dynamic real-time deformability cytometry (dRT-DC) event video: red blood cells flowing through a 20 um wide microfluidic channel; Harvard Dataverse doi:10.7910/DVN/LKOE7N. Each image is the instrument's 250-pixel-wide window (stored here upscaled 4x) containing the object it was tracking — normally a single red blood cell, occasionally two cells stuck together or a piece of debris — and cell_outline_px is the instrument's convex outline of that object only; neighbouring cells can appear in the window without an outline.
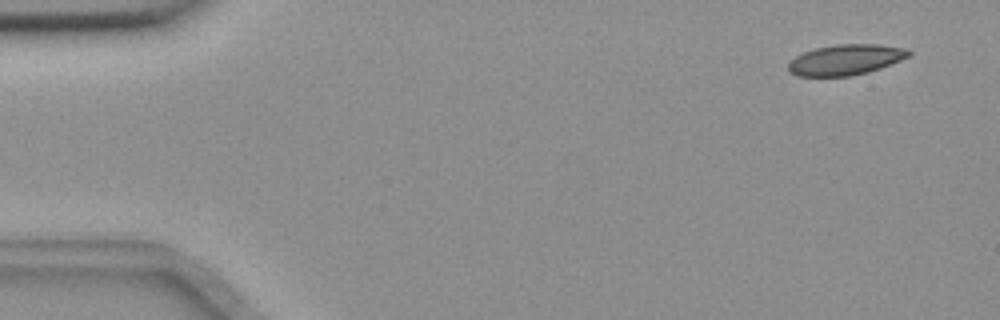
{"species": "common noctule bat (a hibernating species)", "species_latin": "Nyctalus noctula", "temperature_condition": "room temperature", "stored_images_in_passage": 3, "camera_frame_rate_fps": 3000, "um_per_image_px": 0.085, "animal": {"sex": "female", "body_mass_g": 18.4}, "frame": {"image": 1, "passage_image": 1, "time_ms": 0.0, "image_size_px": [1000, 320], "cell_outline_px": [[912, 52], [908, 56], [900, 60], [880, 68], [868, 72], [852, 76], [796, 76], [788, 72], [788, 64], [796, 56], [804, 52], [816, 48], [836, 44], [876, 44], [908, 48]], "centroid_in_image_um": [71.87, 5.08], "position_along_channel_um": 13.1, "area_um2": 21.44}}
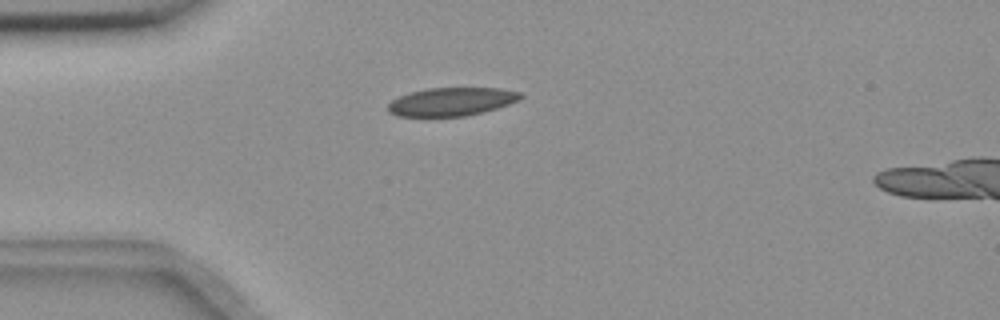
{"frame": {"image": 2, "passage_image": 3, "time_ms": 0.667, "image_size_px": [1000, 320], "cell_outline_px": [[524, 96], [520, 100], [496, 108], [464, 116], [396, 116], [388, 112], [388, 104], [392, 100], [400, 96], [412, 92], [428, 88], [500, 88], [520, 92]], "centroid_in_image_um": [38.38, 8.64], "position_along_channel_um": 46.6, "area_um2": 21.68}}